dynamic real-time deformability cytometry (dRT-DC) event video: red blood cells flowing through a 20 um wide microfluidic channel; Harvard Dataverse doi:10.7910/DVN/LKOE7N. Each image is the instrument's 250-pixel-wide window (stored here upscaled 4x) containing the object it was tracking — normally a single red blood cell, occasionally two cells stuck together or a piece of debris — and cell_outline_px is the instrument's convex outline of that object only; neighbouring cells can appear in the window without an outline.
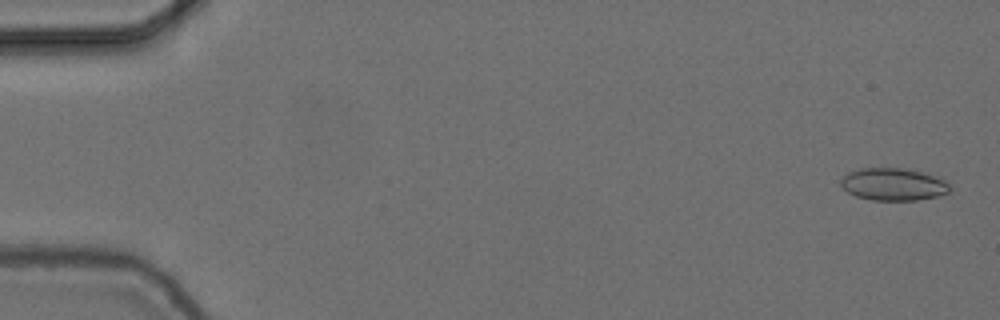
{"species": "common noctule bat (a hibernating species)", "species_latin": "Nyctalus noctula", "temperature_condition": "cold", "stored_images_in_passage": 55, "camera_frame_rate_fps": 3000, "um_per_image_px": 0.085, "animal": {"sex": "female", "body_mass_g": 24.6, "forearm_length_mm": 56.2}, "frame": {"image": 1, "passage_image": 2, "time_ms": 0.333, "image_size_px": [1000, 320], "cell_outline_px": [[952, 188], [948, 192], [936, 196], [916, 200], [872, 200], [856, 196], [848, 192], [840, 184], [840, 180], [848, 172], [860, 168], [900, 168], [924, 172], [944, 180]], "centroid_in_image_um": [75.92, 15.66], "position_along_channel_um": 9.1, "area_um2": 20.46}}
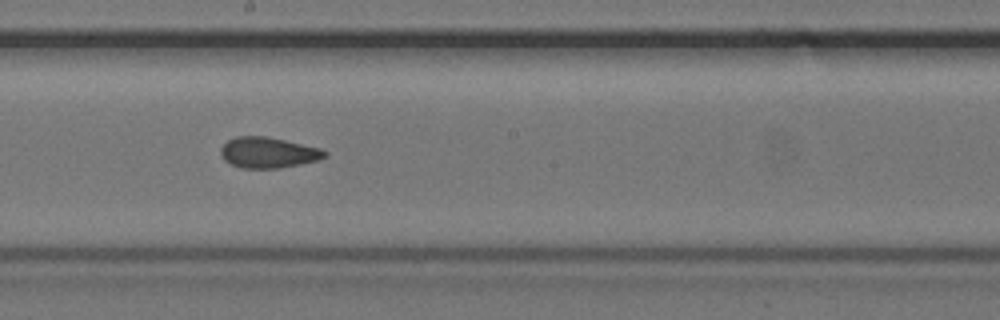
{"frame": {"image": 2, "passage_image": 31, "time_ms": 10.0, "image_size_px": [1000, 320], "cell_outline_px": [[328, 156], [316, 160], [300, 164], [280, 168], [240, 168], [224, 160], [220, 156], [220, 148], [228, 140], [236, 136], [264, 136], [284, 140], [320, 148], [328, 152]], "centroid_in_image_um": [22.77, 12.97], "position_along_channel_um": 225.4, "area_um2": 18.61}}
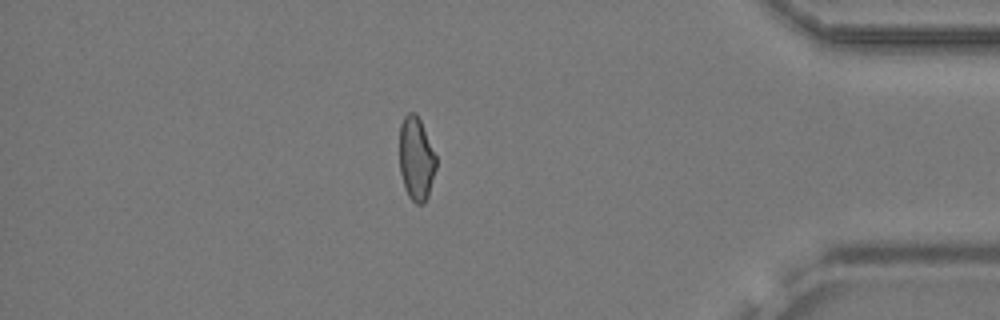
{"frame": {"image": 3, "passage_image": 48, "time_ms": 15.667, "image_size_px": [1000, 320], "cell_outline_px": [[436, 168], [428, 196], [424, 204], [416, 204], [408, 196], [404, 188], [400, 172], [400, 124], [404, 116], [408, 112], [416, 112], [420, 120], [436, 156]], "centroid_in_image_um": [35.37, 13.5], "position_along_channel_um": 399.8, "area_um2": 17.86}, "authors_computed_cell_mechanics": {"area_um2": 18.9006, "velocity_mm_per_s": 3.7295, "shape_relaxation_time_tau1_ms": null, "shape_relaxation_time_tau2_ms": 1.8155, "deformation_change_tau1": null, "deformation_change_tau2": 0.0795}}